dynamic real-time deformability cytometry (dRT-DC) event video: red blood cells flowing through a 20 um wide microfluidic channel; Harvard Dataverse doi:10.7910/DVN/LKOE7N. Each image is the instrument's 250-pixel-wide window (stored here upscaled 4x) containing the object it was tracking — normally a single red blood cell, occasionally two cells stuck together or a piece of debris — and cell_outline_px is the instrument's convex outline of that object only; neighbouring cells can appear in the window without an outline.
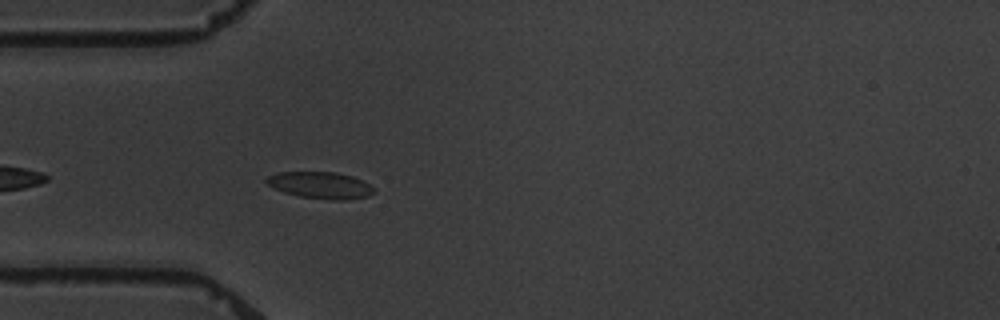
{"species": "common noctule bat (a hibernating species)", "species_latin": "Nyctalus noctula", "temperature_condition": "warm", "stored_images_in_passage": 5, "camera_frame_rate_fps": 3000, "um_per_image_px": 0.085, "animal": {"sex": "male", "body_mass_g": 19.5, "forearm_length_mm": 54.6}, "frame": {"image": 1, "passage_image": 5, "time_ms": 5.667, "image_size_px": [1000, 320], "cell_outline_px": [[376, 192], [368, 196], [344, 200], [332, 200], [300, 196], [284, 192], [268, 184], [264, 180], [268, 176], [276, 172], [336, 172], [352, 176], [376, 188]], "centroid_in_image_um": [27.26, 15.74], "position_along_channel_um": 57.7, "area_um2": 16.65}}